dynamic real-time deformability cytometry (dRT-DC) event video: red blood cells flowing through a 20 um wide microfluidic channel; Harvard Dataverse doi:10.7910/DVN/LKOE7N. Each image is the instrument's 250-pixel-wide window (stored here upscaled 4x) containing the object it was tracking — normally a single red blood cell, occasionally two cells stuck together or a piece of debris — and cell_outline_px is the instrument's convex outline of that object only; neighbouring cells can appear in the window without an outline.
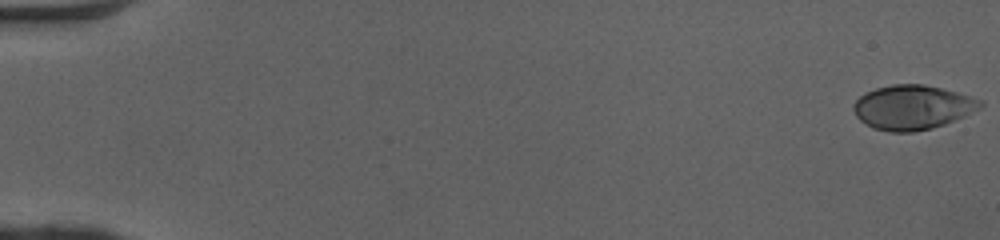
{"species": "human", "species_latin": "Homo sapiens", "temperature_condition": "cold", "stored_images_in_passage": 51, "camera_frame_rate_fps": 3000, "um_per_image_px": 0.085, "donor": {"sex": "female"}, "frame": {"image": 1, "passage_image": 1, "time_ms": 0.0, "image_size_px": [1000, 240], "cell_outline_px": [[984, 104], [980, 108], [964, 116], [944, 124], [932, 128], [912, 132], [888, 132], [872, 128], [860, 120], [856, 116], [852, 108], [852, 104], [864, 92], [876, 88], [892, 84], [924, 84], [956, 92], [984, 100]], "centroid_in_image_um": [77.54, 9.12], "position_along_channel_um": 7.5, "area_um2": 32.95}}
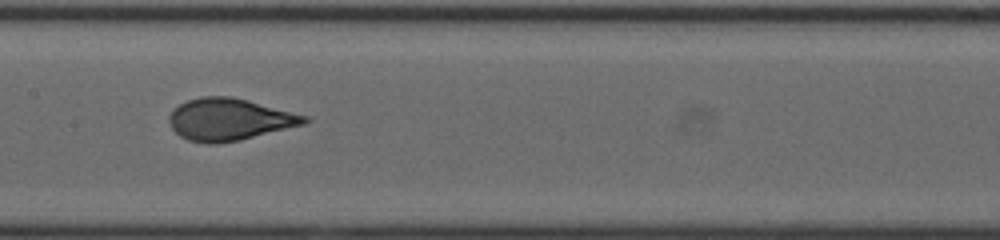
{"frame": {"image": 2, "passage_image": 27, "time_ms": 8.667, "image_size_px": [1000, 240], "cell_outline_px": [[312, 120], [304, 124], [240, 140], [216, 144], [204, 144], [188, 140], [180, 136], [172, 128], [168, 120], [168, 116], [180, 104], [188, 100], [200, 96], [232, 96], [248, 100], [308, 116]], "centroid_in_image_um": [19.49, 10.15], "position_along_channel_um": 187.9, "area_um2": 33.12}}
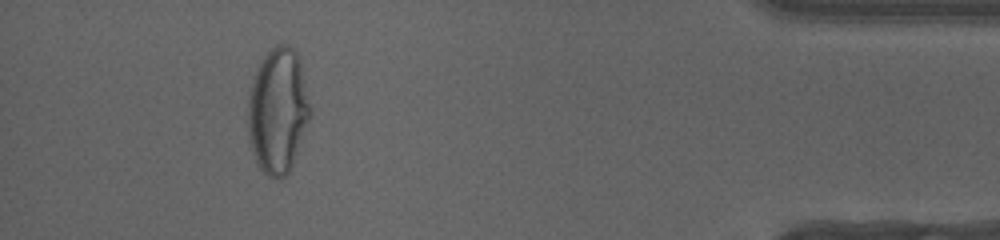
{"frame": {"image": 3, "passage_image": 47, "time_ms": 15.333, "image_size_px": [1000, 240], "cell_outline_px": [[312, 112], [288, 176], [280, 180], [268, 176], [256, 164], [248, 144], [248, 88], [264, 56], [276, 44], [288, 44], [296, 52], [300, 60]], "centroid_in_image_um": [23.6, 9.45], "position_along_channel_um": 411.6, "area_um2": 46.01}, "authors_computed_cell_mechanics": {"area_um2": 32.657, "velocity_mm_per_s": 4.1058, "shape_relaxation_time_tau1_ms": 4.8957, "shape_relaxation_time_tau2_ms": null, "deformation_change_tau1": 0.2248, "deformation_change_tau2": null}}